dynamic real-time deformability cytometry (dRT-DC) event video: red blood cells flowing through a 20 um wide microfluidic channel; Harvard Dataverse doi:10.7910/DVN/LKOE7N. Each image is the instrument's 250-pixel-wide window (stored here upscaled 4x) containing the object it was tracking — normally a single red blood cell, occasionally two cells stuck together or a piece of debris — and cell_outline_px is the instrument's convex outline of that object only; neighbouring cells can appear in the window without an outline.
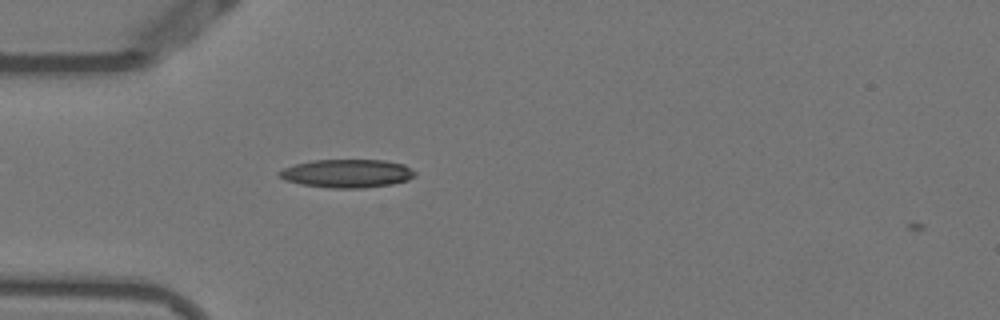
{"species": "Egyptian fruit bat (a non-hibernating species)", "species_latin": "Rousettus aegyptiacus", "temperature_condition": "warm", "stored_images_in_passage": 3, "camera_frame_rate_fps": 3000, "um_per_image_px": 0.085, "animal": {"sex": "female"}, "frame": {"image": 1, "passage_image": 2, "time_ms": 0.333, "image_size_px": [1000, 320], "cell_outline_px": [[416, 176], [408, 180], [392, 184], [364, 188], [332, 188], [300, 184], [284, 180], [276, 172], [284, 168], [296, 164], [312, 160], [384, 160], [404, 164], [416, 172]], "centroid_in_image_um": [29.51, 14.74], "position_along_channel_um": 55.5, "area_um2": 22.48}}